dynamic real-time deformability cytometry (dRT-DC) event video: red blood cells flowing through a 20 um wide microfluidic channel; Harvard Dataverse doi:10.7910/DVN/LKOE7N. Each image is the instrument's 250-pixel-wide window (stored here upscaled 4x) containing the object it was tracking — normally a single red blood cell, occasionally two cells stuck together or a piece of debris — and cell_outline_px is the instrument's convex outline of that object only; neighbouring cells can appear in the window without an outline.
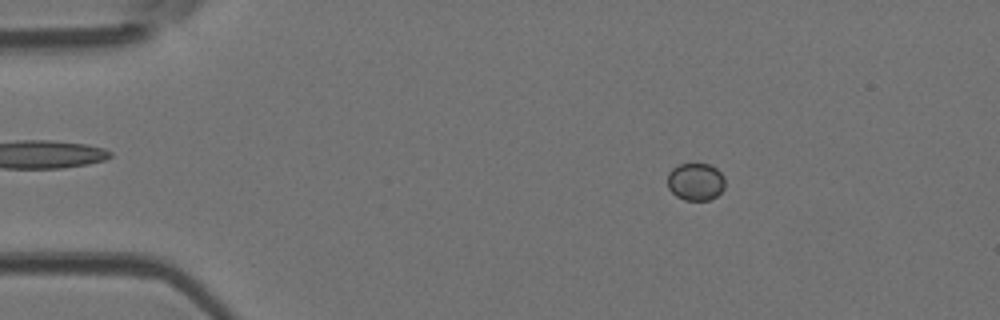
{"species": "Egyptian fruit bat (a non-hibernating species)", "species_latin": "Rousettus aegyptiacus", "temperature_condition": "room temperature", "stored_images_in_passage": 3, "camera_frame_rate_fps": 3000, "um_per_image_px": 0.085, "animal": {"sex": "female"}, "frame": {"image": 1, "passage_image": 2, "time_ms": 0.333, "image_size_px": [1000, 320], "cell_outline_px": [[724, 188], [716, 196], [708, 200], [684, 200], [676, 196], [668, 188], [668, 172], [672, 168], [680, 164], [708, 164], [716, 168], [724, 176]], "centroid_in_image_um": [59.12, 15.44], "position_along_channel_um": 25.9, "area_um2": 12.54}}